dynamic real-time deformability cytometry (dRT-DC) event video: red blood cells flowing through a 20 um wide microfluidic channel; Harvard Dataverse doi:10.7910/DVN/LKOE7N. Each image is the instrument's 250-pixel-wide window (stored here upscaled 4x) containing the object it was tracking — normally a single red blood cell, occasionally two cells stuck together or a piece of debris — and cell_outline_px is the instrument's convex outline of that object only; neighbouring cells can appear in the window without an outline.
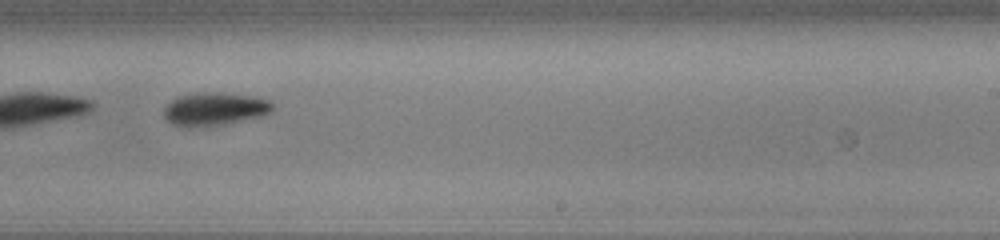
{"species": "common noctule bat (a hibernating species)", "species_latin": "Nyctalus noctula", "temperature_condition": "cold", "stored_images_in_passage": 40, "camera_frame_rate_fps": 3000, "um_per_image_px": 0.085, "animal": {"sex": "male", "body_mass_g": 13.0, "forearm_length_mm": 53.1}, "frame": {"image": 1, "passage_image": 23, "time_ms": 7.333, "image_size_px": [1000, 240], "cell_outline_px": [[272, 112], [260, 116], [224, 124], [188, 128], [172, 124], [164, 116], [164, 108], [176, 96], [196, 92], [220, 92], [252, 96], [272, 100]], "centroid_in_image_um": [18.22, 9.25], "position_along_channel_um": 270.8, "area_um2": 21.1}, "authors_computed_cell_mechanics": {"area_um2": 20.9525, "velocity_mm_per_s": 3.8305, "shape_relaxation_time_tau1_ms": 1.7982, "shape_relaxation_time_tau2_ms": null, "deformation_change_tau1": 0.1342, "deformation_change_tau2": null}}